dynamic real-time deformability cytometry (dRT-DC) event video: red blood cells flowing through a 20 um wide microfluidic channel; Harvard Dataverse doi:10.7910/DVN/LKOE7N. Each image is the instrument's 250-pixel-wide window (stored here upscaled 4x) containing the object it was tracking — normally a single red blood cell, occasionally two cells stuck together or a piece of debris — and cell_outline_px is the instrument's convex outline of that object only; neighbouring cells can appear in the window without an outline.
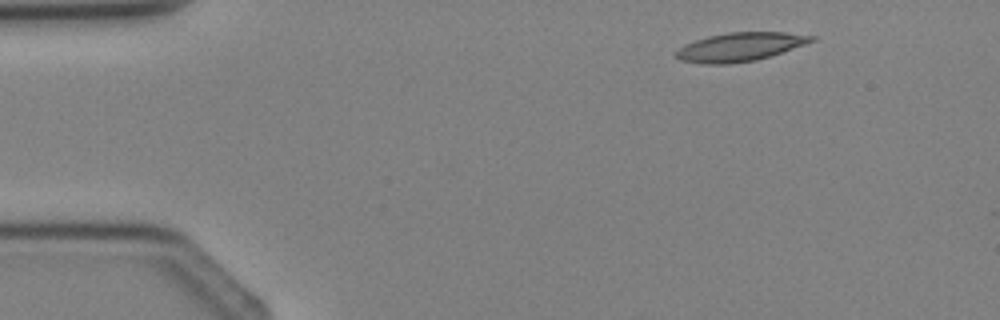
{"species": "Egyptian fruit bat (a non-hibernating species)", "species_latin": "Rousettus aegyptiacus", "temperature_condition": "cold", "stored_images_in_passage": 2, "camera_frame_rate_fps": 3000, "um_per_image_px": 0.085, "animal": {"sex": "female"}, "frame": {"image": 1, "passage_image": 1, "time_ms": 0.0, "image_size_px": [1000, 320], "cell_outline_px": [[816, 40], [756, 60], [728, 64], [704, 64], [680, 60], [676, 56], [676, 52], [684, 44], [708, 36], [728, 32], [784, 32], [816, 36]], "centroid_in_image_um": [62.88, 3.98], "position_along_channel_um": 22.1, "area_um2": 22.31}}